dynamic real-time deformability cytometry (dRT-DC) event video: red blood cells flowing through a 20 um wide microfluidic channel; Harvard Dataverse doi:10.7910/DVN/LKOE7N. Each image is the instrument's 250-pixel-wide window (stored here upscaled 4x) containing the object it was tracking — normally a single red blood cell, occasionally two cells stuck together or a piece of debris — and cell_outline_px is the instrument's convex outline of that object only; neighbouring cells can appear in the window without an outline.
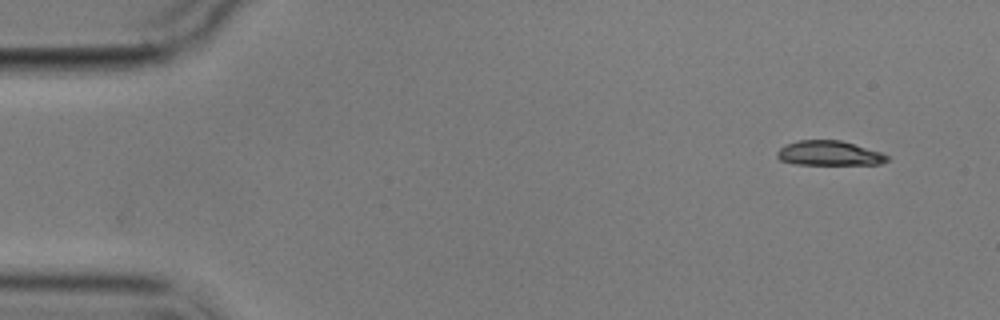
{"species": "common noctule bat (a hibernating species)", "species_latin": "Nyctalus noctula", "temperature_condition": "cold", "stored_images_in_passage": 4, "camera_frame_rate_fps": 3000, "um_per_image_px": 0.085, "animal": {"sex": "male", "body_mass_g": 17.9}, "frame": {"image": 1, "passage_image": 1, "time_ms": 0.0, "image_size_px": [1000, 320], "cell_outline_px": [[888, 160], [880, 164], [796, 164], [780, 160], [776, 156], [776, 152], [784, 144], [800, 140], [840, 140], [880, 152], [888, 156]], "centroid_in_image_um": [70.43, 13.02], "position_along_channel_um": 14.6, "area_um2": 15.66}}
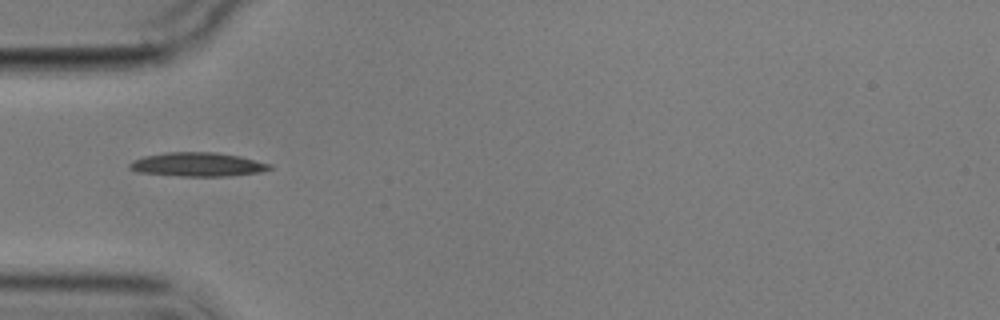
{"frame": {"image": 2, "passage_image": 4, "time_ms": 4.333, "image_size_px": [1000, 320], "cell_outline_px": [[272, 168], [264, 172], [228, 176], [180, 176], [136, 172], [128, 168], [128, 164], [132, 160], [144, 156], [168, 152], [216, 152], [240, 156], [272, 164]], "centroid_in_image_um": [16.8, 13.98], "position_along_channel_um": 68.2, "area_um2": 19.77}}